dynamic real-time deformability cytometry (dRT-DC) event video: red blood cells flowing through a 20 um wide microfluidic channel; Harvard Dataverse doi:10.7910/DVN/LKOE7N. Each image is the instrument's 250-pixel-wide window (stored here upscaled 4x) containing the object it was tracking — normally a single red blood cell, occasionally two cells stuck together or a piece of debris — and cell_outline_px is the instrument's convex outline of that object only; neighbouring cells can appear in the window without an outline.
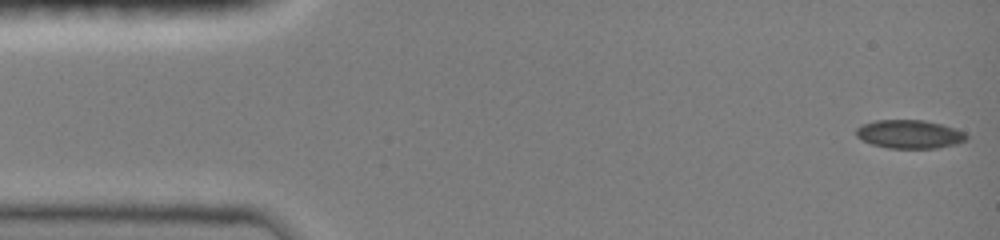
{"species": "common noctule bat (a hibernating species)", "species_latin": "Nyctalus noctula", "temperature_condition": "room temperature", "stored_images_in_passage": 47, "camera_frame_rate_fps": 3000, "um_per_image_px": 0.085, "animal": {"sex": "female", "body_mass_g": 19.0, "forearm_length_mm": 51.5}, "frame": {"image": 1, "passage_image": 1, "time_ms": 0.0, "image_size_px": [1000, 240], "cell_outline_px": [[968, 136], [964, 140], [956, 144], [936, 148], [888, 148], [872, 144], [856, 136], [856, 128], [864, 124], [876, 120], [924, 120], [956, 128], [964, 132]], "centroid_in_image_um": [77.31, 11.4], "position_along_channel_um": 7.7, "area_um2": 18.15}}
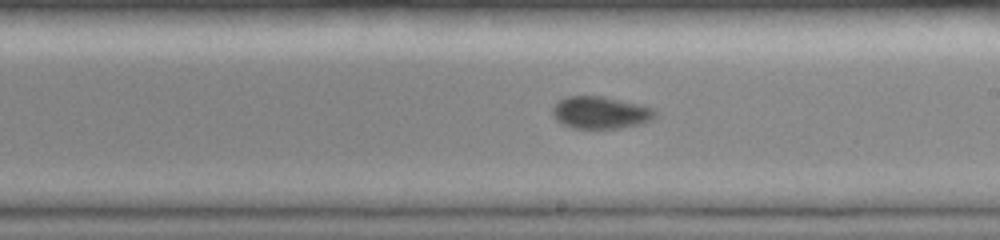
{"frame": {"image": 2, "passage_image": 27, "time_ms": 8.667, "image_size_px": [1000, 240], "cell_outline_px": [[656, 116], [652, 120], [640, 124], [620, 128], [572, 128], [556, 120], [552, 116], [552, 108], [560, 100], [568, 96], [604, 96], [640, 104], [656, 108]], "centroid_in_image_um": [51.08, 9.56], "position_along_channel_um": 237.9, "area_um2": 19.42}}
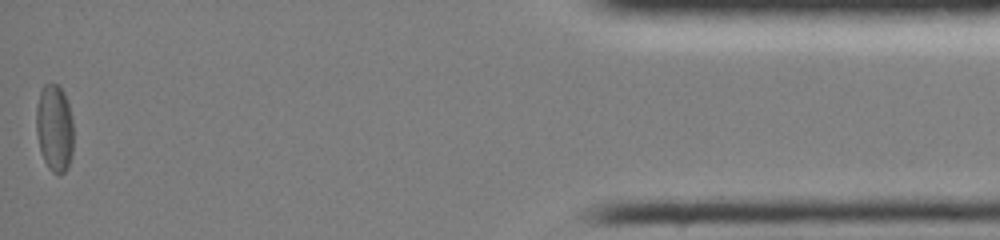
{"frame": {"image": 3, "passage_image": 47, "time_ms": 15.333, "image_size_px": [1000, 240], "cell_outline_px": [[72, 152], [68, 168], [60, 176], [52, 172], [48, 168], [40, 152], [36, 132], [36, 108], [40, 92], [44, 84], [56, 84], [64, 92], [72, 116]], "centroid_in_image_um": [4.62, 10.92], "position_along_channel_um": 430.6, "area_um2": 19.07}, "authors_computed_cell_mechanics": {"area_um2": 18.785, "velocity_mm_per_s": 4.0202, "shape_relaxation_time_tau1_ms": 8.592, "shape_relaxation_time_tau2_ms": 1.7117, "deformation_change_tau1": 0.1354, "deformation_change_tau2": 0.0427}}